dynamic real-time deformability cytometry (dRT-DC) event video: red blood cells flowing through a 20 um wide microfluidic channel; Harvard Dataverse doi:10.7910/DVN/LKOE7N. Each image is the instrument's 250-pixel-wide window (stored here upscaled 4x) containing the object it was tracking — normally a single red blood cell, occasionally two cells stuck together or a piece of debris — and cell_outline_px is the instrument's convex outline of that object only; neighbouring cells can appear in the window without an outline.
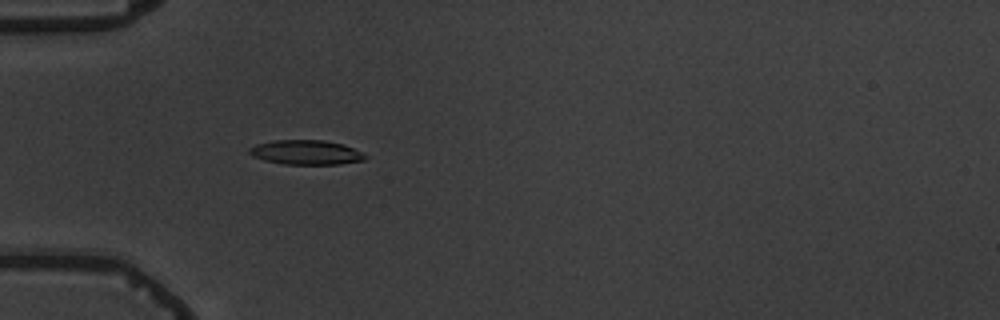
{"species": "common noctule bat (a hibernating species)", "species_latin": "Nyctalus noctula", "temperature_condition": "warm", "stored_images_in_passage": 2, "camera_frame_rate_fps": 3000, "um_per_image_px": 0.085, "animal": {"sex": "male", "body_mass_g": 19.5, "forearm_length_mm": 54.6}, "frame": {"image": 1, "passage_image": 2, "time_ms": 1.0, "image_size_px": [1000, 320], "cell_outline_px": [[368, 156], [364, 160], [340, 164], [284, 164], [264, 160], [252, 156], [248, 152], [248, 148], [256, 144], [272, 140], [324, 140], [344, 144]], "centroid_in_image_um": [25.98, 12.94], "position_along_channel_um": 59.0, "area_um2": 16.59}}